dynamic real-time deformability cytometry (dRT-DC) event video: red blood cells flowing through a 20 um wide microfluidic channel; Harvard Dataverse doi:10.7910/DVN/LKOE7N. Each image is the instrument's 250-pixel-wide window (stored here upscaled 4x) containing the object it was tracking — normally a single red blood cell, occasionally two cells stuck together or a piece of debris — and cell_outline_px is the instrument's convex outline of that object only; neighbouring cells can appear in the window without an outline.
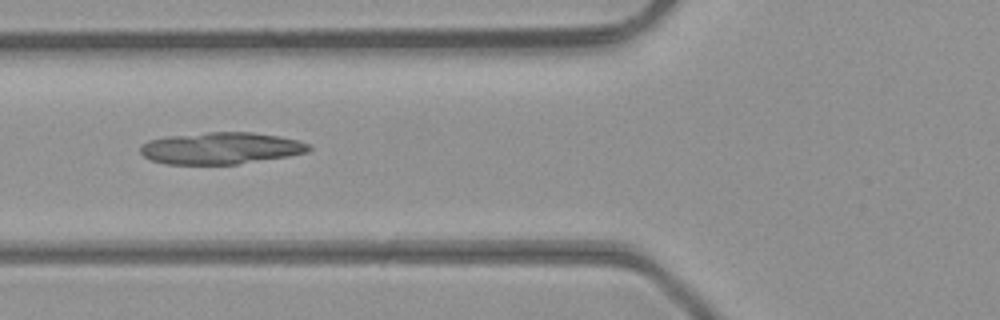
{"species": "common noctule bat (a hibernating species)", "species_latin": "Nyctalus noctula", "temperature_condition": "room temperature", "stored_images_in_passage": 48, "camera_frame_rate_fps": 3000, "um_per_image_px": 0.085, "animal": {"sex": "male", "body_mass_g": 23.1, "forearm_length_mm": 52.7}, "frame": {"image": 1, "passage_image": 19, "time_ms": 6.0, "image_size_px": [1000, 320], "cell_outline_px": [[312, 148], [308, 152], [288, 156], [236, 164], [164, 164], [152, 160], [144, 156], [140, 152], [140, 148], [148, 140], [168, 136], [208, 132], [252, 132], [280, 136], [296, 140], [308, 144]], "centroid_in_image_um": [18.77, 12.59], "position_along_channel_um": 107.0, "area_um2": 31.1}}
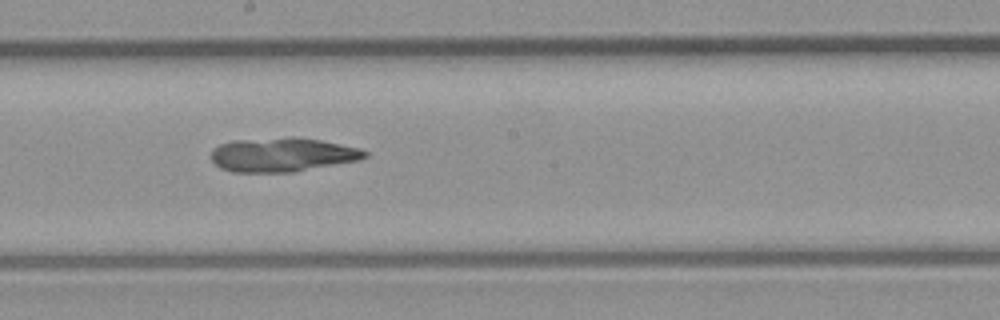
{"frame": {"image": 2, "passage_image": 27, "time_ms": 8.667, "image_size_px": [1000, 320], "cell_outline_px": [[368, 156], [360, 160], [292, 172], [232, 172], [220, 168], [212, 160], [212, 148], [220, 144], [232, 140], [292, 136], [320, 140], [360, 148], [368, 152]], "centroid_in_image_um": [24.0, 13.14], "position_along_channel_um": 224.2, "area_um2": 30.69}}
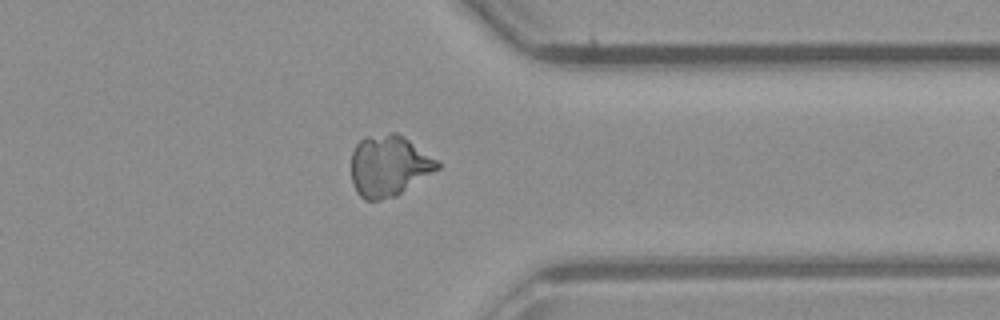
{"frame": {"image": 3, "passage_image": 38, "time_ms": 12.333, "image_size_px": [1000, 320], "cell_outline_px": [[440, 168], [396, 196], [380, 200], [364, 200], [356, 192], [352, 184], [352, 152], [356, 144], [364, 136], [392, 132], [396, 132], [404, 136], [436, 160], [440, 164]], "centroid_in_image_um": [33.03, 14.09], "position_along_channel_um": 378.4, "area_um2": 30.69}, "authors_computed_cell_mechanics": {"area_um2": 29.767, "velocity_mm_per_s": 4.3695, "shape_relaxation_time_tau1_ms": null, "shape_relaxation_time_tau2_ms": 5.1394, "deformation_change_tau1": null, "deformation_change_tau2": 0.0807}}